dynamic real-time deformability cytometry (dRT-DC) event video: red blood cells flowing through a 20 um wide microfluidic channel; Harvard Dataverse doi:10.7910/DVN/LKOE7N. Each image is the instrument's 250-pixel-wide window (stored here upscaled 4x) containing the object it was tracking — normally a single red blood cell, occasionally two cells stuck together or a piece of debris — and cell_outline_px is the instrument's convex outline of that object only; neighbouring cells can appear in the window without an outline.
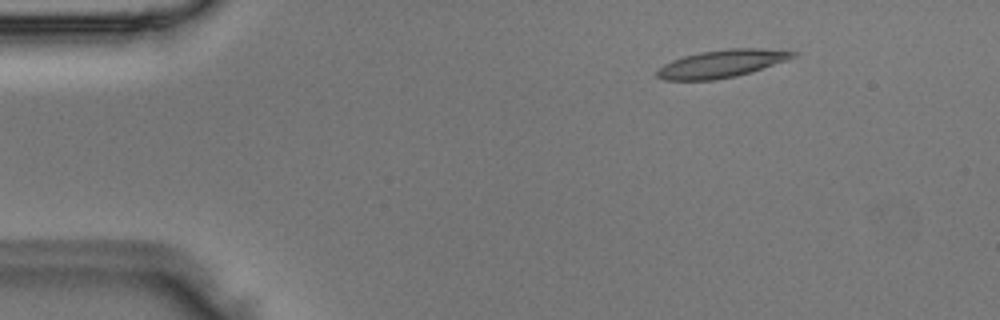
{"species": "Egyptian fruit bat (a non-hibernating species)", "species_latin": "Rousettus aegyptiacus", "temperature_condition": "room temperature", "stored_images_in_passage": 3, "camera_frame_rate_fps": 3000, "um_per_image_px": 0.085, "animal": {"sex": "male"}, "frame": {"image": 1, "passage_image": 1, "time_ms": 0.0, "image_size_px": [1000, 320], "cell_outline_px": [[800, 52], [796, 56], [788, 60], [752, 72], [736, 76], [716, 80], [664, 80], [656, 76], [656, 72], [664, 64], [672, 60], [684, 56], [700, 52], [732, 48], [760, 48]], "centroid_in_image_um": [61.38, 5.41], "position_along_channel_um": 23.6, "area_um2": 21.96}}